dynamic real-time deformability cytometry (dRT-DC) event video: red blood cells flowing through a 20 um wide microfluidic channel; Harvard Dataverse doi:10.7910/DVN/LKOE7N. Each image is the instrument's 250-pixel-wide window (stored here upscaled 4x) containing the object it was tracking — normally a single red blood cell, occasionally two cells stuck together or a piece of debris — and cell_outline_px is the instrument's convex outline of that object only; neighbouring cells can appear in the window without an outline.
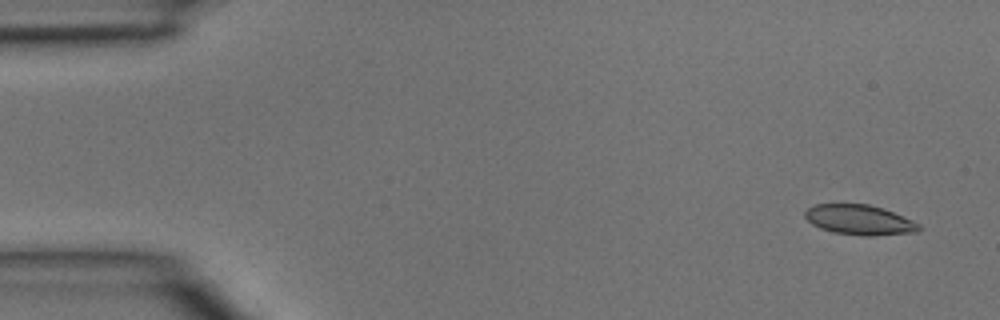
{"species": "common noctule bat (a hibernating species)", "species_latin": "Nyctalus noctula", "temperature_condition": "room temperature", "stored_images_in_passage": 5, "camera_frame_rate_fps": 3000, "um_per_image_px": 0.085, "animal": {"sex": "male", "body_mass_g": 15.6}, "frame": {"image": 1, "passage_image": 1, "time_ms": 0.0, "image_size_px": [1000, 320], "cell_outline_px": [[924, 228], [916, 232], [876, 236], [864, 236], [832, 232], [820, 228], [812, 224], [804, 216], [804, 212], [808, 208], [816, 204], [868, 204], [884, 208], [912, 220], [920, 224]], "centroid_in_image_um": [73.08, 18.69], "position_along_channel_um": 11.9, "area_um2": 20.11}}
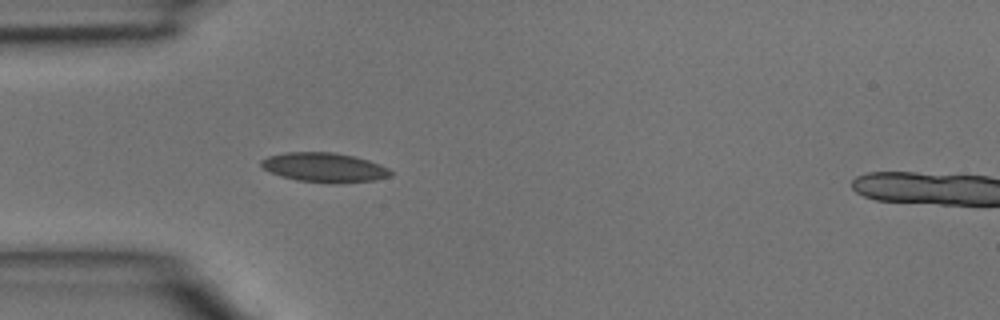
{"frame": {"image": 2, "passage_image": 4, "time_ms": 1.0, "image_size_px": [1000, 320], "cell_outline_px": [[392, 176], [376, 180], [336, 184], [332, 184], [296, 180], [280, 176], [264, 168], [260, 164], [260, 160], [268, 156], [284, 152], [332, 152], [352, 156], [368, 160], [380, 164], [388, 168], [392, 172]], "centroid_in_image_um": [27.58, 14.24], "position_along_channel_um": 57.4, "area_um2": 22.37}}